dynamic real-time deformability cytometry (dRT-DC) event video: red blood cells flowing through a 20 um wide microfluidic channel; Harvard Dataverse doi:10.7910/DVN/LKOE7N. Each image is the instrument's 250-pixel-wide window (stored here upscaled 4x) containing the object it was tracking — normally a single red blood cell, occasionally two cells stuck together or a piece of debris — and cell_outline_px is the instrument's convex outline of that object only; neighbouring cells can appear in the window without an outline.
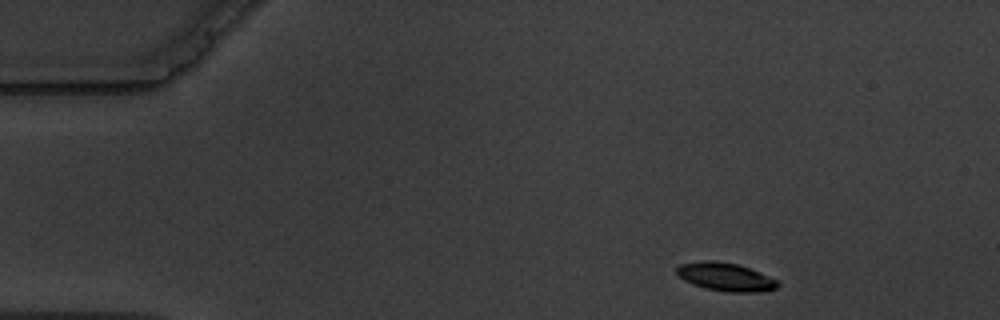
{"species": "common noctule bat (a hibernating species)", "species_latin": "Nyctalus noctula", "temperature_condition": "warm", "stored_images_in_passage": 2, "camera_frame_rate_fps": 3000, "um_per_image_px": 0.085, "animal": {"sex": "male", "body_mass_g": 19.5, "forearm_length_mm": 54.6}, "frame": {"image": 1, "passage_image": 1, "time_ms": 0.0, "image_size_px": [1000, 320], "cell_outline_px": [[780, 284], [776, 288], [764, 292], [728, 292], [704, 288], [692, 284], [684, 280], [676, 272], [676, 268], [680, 264], [704, 260], [712, 260], [736, 264], [760, 272], [776, 280]], "centroid_in_image_um": [61.67, 23.54], "position_along_channel_um": 23.3, "area_um2": 16.59}}